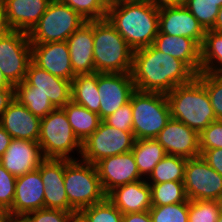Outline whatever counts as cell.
Segmentation results:
<instances>
[{"instance_id": "1", "label": "cell", "mask_w": 222, "mask_h": 222, "mask_svg": "<svg viewBox=\"0 0 222 222\" xmlns=\"http://www.w3.org/2000/svg\"><path fill=\"white\" fill-rule=\"evenodd\" d=\"M130 74L135 90L163 94L196 77L183 61L159 51L153 45L134 51Z\"/></svg>"}, {"instance_id": "2", "label": "cell", "mask_w": 222, "mask_h": 222, "mask_svg": "<svg viewBox=\"0 0 222 222\" xmlns=\"http://www.w3.org/2000/svg\"><path fill=\"white\" fill-rule=\"evenodd\" d=\"M106 19L134 51L152 45L159 32V9L150 1H118Z\"/></svg>"}, {"instance_id": "3", "label": "cell", "mask_w": 222, "mask_h": 222, "mask_svg": "<svg viewBox=\"0 0 222 222\" xmlns=\"http://www.w3.org/2000/svg\"><path fill=\"white\" fill-rule=\"evenodd\" d=\"M166 96L171 118L183 122L198 133L217 120L208 92L196 77L187 84L176 86Z\"/></svg>"}, {"instance_id": "4", "label": "cell", "mask_w": 222, "mask_h": 222, "mask_svg": "<svg viewBox=\"0 0 222 222\" xmlns=\"http://www.w3.org/2000/svg\"><path fill=\"white\" fill-rule=\"evenodd\" d=\"M93 39L95 72H131L134 50L106 18L93 21Z\"/></svg>"}, {"instance_id": "5", "label": "cell", "mask_w": 222, "mask_h": 222, "mask_svg": "<svg viewBox=\"0 0 222 222\" xmlns=\"http://www.w3.org/2000/svg\"><path fill=\"white\" fill-rule=\"evenodd\" d=\"M64 187L70 204V212L76 214L82 209L100 203L107 198L96 166L83 161L81 158L66 159Z\"/></svg>"}, {"instance_id": "6", "label": "cell", "mask_w": 222, "mask_h": 222, "mask_svg": "<svg viewBox=\"0 0 222 222\" xmlns=\"http://www.w3.org/2000/svg\"><path fill=\"white\" fill-rule=\"evenodd\" d=\"M38 143L45 159L81 158L82 143L74 134L63 108H55L41 119Z\"/></svg>"}, {"instance_id": "7", "label": "cell", "mask_w": 222, "mask_h": 222, "mask_svg": "<svg viewBox=\"0 0 222 222\" xmlns=\"http://www.w3.org/2000/svg\"><path fill=\"white\" fill-rule=\"evenodd\" d=\"M132 129L136 140L155 138L171 118L166 94L135 90L131 95Z\"/></svg>"}, {"instance_id": "8", "label": "cell", "mask_w": 222, "mask_h": 222, "mask_svg": "<svg viewBox=\"0 0 222 222\" xmlns=\"http://www.w3.org/2000/svg\"><path fill=\"white\" fill-rule=\"evenodd\" d=\"M85 22L70 6L52 0L28 37L31 44L66 41Z\"/></svg>"}, {"instance_id": "9", "label": "cell", "mask_w": 222, "mask_h": 222, "mask_svg": "<svg viewBox=\"0 0 222 222\" xmlns=\"http://www.w3.org/2000/svg\"><path fill=\"white\" fill-rule=\"evenodd\" d=\"M133 131H122L100 122L82 143L81 159L96 164L103 158L130 152L135 143Z\"/></svg>"}, {"instance_id": "10", "label": "cell", "mask_w": 222, "mask_h": 222, "mask_svg": "<svg viewBox=\"0 0 222 222\" xmlns=\"http://www.w3.org/2000/svg\"><path fill=\"white\" fill-rule=\"evenodd\" d=\"M31 61V43L27 32L9 30L0 37V70L13 86L25 80Z\"/></svg>"}, {"instance_id": "11", "label": "cell", "mask_w": 222, "mask_h": 222, "mask_svg": "<svg viewBox=\"0 0 222 222\" xmlns=\"http://www.w3.org/2000/svg\"><path fill=\"white\" fill-rule=\"evenodd\" d=\"M183 184L188 200H214L222 196V176L202 156L186 161Z\"/></svg>"}, {"instance_id": "12", "label": "cell", "mask_w": 222, "mask_h": 222, "mask_svg": "<svg viewBox=\"0 0 222 222\" xmlns=\"http://www.w3.org/2000/svg\"><path fill=\"white\" fill-rule=\"evenodd\" d=\"M99 116L103 120L130 101L135 85L130 73H98Z\"/></svg>"}, {"instance_id": "13", "label": "cell", "mask_w": 222, "mask_h": 222, "mask_svg": "<svg viewBox=\"0 0 222 222\" xmlns=\"http://www.w3.org/2000/svg\"><path fill=\"white\" fill-rule=\"evenodd\" d=\"M155 139L167 155L187 159L201 156L199 133L174 118L168 120Z\"/></svg>"}, {"instance_id": "14", "label": "cell", "mask_w": 222, "mask_h": 222, "mask_svg": "<svg viewBox=\"0 0 222 222\" xmlns=\"http://www.w3.org/2000/svg\"><path fill=\"white\" fill-rule=\"evenodd\" d=\"M95 166L106 194L118 186L143 179L132 151L103 158Z\"/></svg>"}, {"instance_id": "15", "label": "cell", "mask_w": 222, "mask_h": 222, "mask_svg": "<svg viewBox=\"0 0 222 222\" xmlns=\"http://www.w3.org/2000/svg\"><path fill=\"white\" fill-rule=\"evenodd\" d=\"M43 208L44 184L39 166L36 170L17 177L10 213L12 218H23L26 214Z\"/></svg>"}, {"instance_id": "16", "label": "cell", "mask_w": 222, "mask_h": 222, "mask_svg": "<svg viewBox=\"0 0 222 222\" xmlns=\"http://www.w3.org/2000/svg\"><path fill=\"white\" fill-rule=\"evenodd\" d=\"M32 62L52 75L72 81L70 52L66 41L31 44Z\"/></svg>"}, {"instance_id": "17", "label": "cell", "mask_w": 222, "mask_h": 222, "mask_svg": "<svg viewBox=\"0 0 222 222\" xmlns=\"http://www.w3.org/2000/svg\"><path fill=\"white\" fill-rule=\"evenodd\" d=\"M45 159L38 142L12 139L0 164L13 176L19 177L36 170Z\"/></svg>"}, {"instance_id": "18", "label": "cell", "mask_w": 222, "mask_h": 222, "mask_svg": "<svg viewBox=\"0 0 222 222\" xmlns=\"http://www.w3.org/2000/svg\"><path fill=\"white\" fill-rule=\"evenodd\" d=\"M171 36H184L202 46L206 30L185 7H165L159 9V32Z\"/></svg>"}, {"instance_id": "19", "label": "cell", "mask_w": 222, "mask_h": 222, "mask_svg": "<svg viewBox=\"0 0 222 222\" xmlns=\"http://www.w3.org/2000/svg\"><path fill=\"white\" fill-rule=\"evenodd\" d=\"M66 159H44L40 174L44 184V208L70 212V204L64 187Z\"/></svg>"}, {"instance_id": "20", "label": "cell", "mask_w": 222, "mask_h": 222, "mask_svg": "<svg viewBox=\"0 0 222 222\" xmlns=\"http://www.w3.org/2000/svg\"><path fill=\"white\" fill-rule=\"evenodd\" d=\"M24 82L32 86V92H41L49 97L55 108H63L71 100V81L52 75L32 61L28 65Z\"/></svg>"}, {"instance_id": "21", "label": "cell", "mask_w": 222, "mask_h": 222, "mask_svg": "<svg viewBox=\"0 0 222 222\" xmlns=\"http://www.w3.org/2000/svg\"><path fill=\"white\" fill-rule=\"evenodd\" d=\"M41 119L14 99L0 118V125L13 139L38 142Z\"/></svg>"}, {"instance_id": "22", "label": "cell", "mask_w": 222, "mask_h": 222, "mask_svg": "<svg viewBox=\"0 0 222 222\" xmlns=\"http://www.w3.org/2000/svg\"><path fill=\"white\" fill-rule=\"evenodd\" d=\"M75 75L95 73L93 21H86L67 40Z\"/></svg>"}, {"instance_id": "23", "label": "cell", "mask_w": 222, "mask_h": 222, "mask_svg": "<svg viewBox=\"0 0 222 222\" xmlns=\"http://www.w3.org/2000/svg\"><path fill=\"white\" fill-rule=\"evenodd\" d=\"M52 0H2L6 22L11 30L29 32Z\"/></svg>"}, {"instance_id": "24", "label": "cell", "mask_w": 222, "mask_h": 222, "mask_svg": "<svg viewBox=\"0 0 222 222\" xmlns=\"http://www.w3.org/2000/svg\"><path fill=\"white\" fill-rule=\"evenodd\" d=\"M107 198L122 214L148 211L151 207V188L146 179L114 188Z\"/></svg>"}, {"instance_id": "25", "label": "cell", "mask_w": 222, "mask_h": 222, "mask_svg": "<svg viewBox=\"0 0 222 222\" xmlns=\"http://www.w3.org/2000/svg\"><path fill=\"white\" fill-rule=\"evenodd\" d=\"M152 45L159 51L183 61L196 75L201 72V46L195 40L158 33Z\"/></svg>"}, {"instance_id": "26", "label": "cell", "mask_w": 222, "mask_h": 222, "mask_svg": "<svg viewBox=\"0 0 222 222\" xmlns=\"http://www.w3.org/2000/svg\"><path fill=\"white\" fill-rule=\"evenodd\" d=\"M98 73L76 75L71 81V100L99 115Z\"/></svg>"}, {"instance_id": "27", "label": "cell", "mask_w": 222, "mask_h": 222, "mask_svg": "<svg viewBox=\"0 0 222 222\" xmlns=\"http://www.w3.org/2000/svg\"><path fill=\"white\" fill-rule=\"evenodd\" d=\"M72 130L81 143L85 141L99 126L100 116L72 100L63 107Z\"/></svg>"}, {"instance_id": "28", "label": "cell", "mask_w": 222, "mask_h": 222, "mask_svg": "<svg viewBox=\"0 0 222 222\" xmlns=\"http://www.w3.org/2000/svg\"><path fill=\"white\" fill-rule=\"evenodd\" d=\"M131 151L143 179L148 178L157 163L166 155L163 146L155 138L135 140Z\"/></svg>"}, {"instance_id": "29", "label": "cell", "mask_w": 222, "mask_h": 222, "mask_svg": "<svg viewBox=\"0 0 222 222\" xmlns=\"http://www.w3.org/2000/svg\"><path fill=\"white\" fill-rule=\"evenodd\" d=\"M201 72L222 73V33L206 30L201 46Z\"/></svg>"}, {"instance_id": "30", "label": "cell", "mask_w": 222, "mask_h": 222, "mask_svg": "<svg viewBox=\"0 0 222 222\" xmlns=\"http://www.w3.org/2000/svg\"><path fill=\"white\" fill-rule=\"evenodd\" d=\"M187 158L165 155L146 179L148 184H159L167 181H183Z\"/></svg>"}, {"instance_id": "31", "label": "cell", "mask_w": 222, "mask_h": 222, "mask_svg": "<svg viewBox=\"0 0 222 222\" xmlns=\"http://www.w3.org/2000/svg\"><path fill=\"white\" fill-rule=\"evenodd\" d=\"M15 99L40 119L48 115L55 107L41 92H32V86L27 85L24 81L15 85Z\"/></svg>"}, {"instance_id": "32", "label": "cell", "mask_w": 222, "mask_h": 222, "mask_svg": "<svg viewBox=\"0 0 222 222\" xmlns=\"http://www.w3.org/2000/svg\"><path fill=\"white\" fill-rule=\"evenodd\" d=\"M149 185L152 206H165L188 201L183 181H167Z\"/></svg>"}, {"instance_id": "33", "label": "cell", "mask_w": 222, "mask_h": 222, "mask_svg": "<svg viewBox=\"0 0 222 222\" xmlns=\"http://www.w3.org/2000/svg\"><path fill=\"white\" fill-rule=\"evenodd\" d=\"M86 222H122V212L108 199L78 213Z\"/></svg>"}, {"instance_id": "34", "label": "cell", "mask_w": 222, "mask_h": 222, "mask_svg": "<svg viewBox=\"0 0 222 222\" xmlns=\"http://www.w3.org/2000/svg\"><path fill=\"white\" fill-rule=\"evenodd\" d=\"M205 30L214 26L220 7L216 0H186L184 5Z\"/></svg>"}, {"instance_id": "35", "label": "cell", "mask_w": 222, "mask_h": 222, "mask_svg": "<svg viewBox=\"0 0 222 222\" xmlns=\"http://www.w3.org/2000/svg\"><path fill=\"white\" fill-rule=\"evenodd\" d=\"M196 78L206 88L217 120H222V73L200 72Z\"/></svg>"}, {"instance_id": "36", "label": "cell", "mask_w": 222, "mask_h": 222, "mask_svg": "<svg viewBox=\"0 0 222 222\" xmlns=\"http://www.w3.org/2000/svg\"><path fill=\"white\" fill-rule=\"evenodd\" d=\"M152 222H188L189 200L149 209Z\"/></svg>"}, {"instance_id": "37", "label": "cell", "mask_w": 222, "mask_h": 222, "mask_svg": "<svg viewBox=\"0 0 222 222\" xmlns=\"http://www.w3.org/2000/svg\"><path fill=\"white\" fill-rule=\"evenodd\" d=\"M220 214L218 201L189 200L188 222H217Z\"/></svg>"}, {"instance_id": "38", "label": "cell", "mask_w": 222, "mask_h": 222, "mask_svg": "<svg viewBox=\"0 0 222 222\" xmlns=\"http://www.w3.org/2000/svg\"><path fill=\"white\" fill-rule=\"evenodd\" d=\"M78 12L86 21L105 19L108 6L103 0H58Z\"/></svg>"}, {"instance_id": "39", "label": "cell", "mask_w": 222, "mask_h": 222, "mask_svg": "<svg viewBox=\"0 0 222 222\" xmlns=\"http://www.w3.org/2000/svg\"><path fill=\"white\" fill-rule=\"evenodd\" d=\"M76 213L60 209H39L26 214L25 222H70Z\"/></svg>"}, {"instance_id": "40", "label": "cell", "mask_w": 222, "mask_h": 222, "mask_svg": "<svg viewBox=\"0 0 222 222\" xmlns=\"http://www.w3.org/2000/svg\"><path fill=\"white\" fill-rule=\"evenodd\" d=\"M107 125L122 131H133L132 104L130 101L102 120Z\"/></svg>"}, {"instance_id": "41", "label": "cell", "mask_w": 222, "mask_h": 222, "mask_svg": "<svg viewBox=\"0 0 222 222\" xmlns=\"http://www.w3.org/2000/svg\"><path fill=\"white\" fill-rule=\"evenodd\" d=\"M200 149L222 148V120L211 122L199 133Z\"/></svg>"}, {"instance_id": "42", "label": "cell", "mask_w": 222, "mask_h": 222, "mask_svg": "<svg viewBox=\"0 0 222 222\" xmlns=\"http://www.w3.org/2000/svg\"><path fill=\"white\" fill-rule=\"evenodd\" d=\"M16 179L17 177L9 173L0 164V205L9 210L12 208L13 204Z\"/></svg>"}, {"instance_id": "43", "label": "cell", "mask_w": 222, "mask_h": 222, "mask_svg": "<svg viewBox=\"0 0 222 222\" xmlns=\"http://www.w3.org/2000/svg\"><path fill=\"white\" fill-rule=\"evenodd\" d=\"M200 151L208 165L222 176V148L200 149Z\"/></svg>"}, {"instance_id": "44", "label": "cell", "mask_w": 222, "mask_h": 222, "mask_svg": "<svg viewBox=\"0 0 222 222\" xmlns=\"http://www.w3.org/2000/svg\"><path fill=\"white\" fill-rule=\"evenodd\" d=\"M15 99V88H0V118Z\"/></svg>"}, {"instance_id": "45", "label": "cell", "mask_w": 222, "mask_h": 222, "mask_svg": "<svg viewBox=\"0 0 222 222\" xmlns=\"http://www.w3.org/2000/svg\"><path fill=\"white\" fill-rule=\"evenodd\" d=\"M122 222H152L148 211L123 214Z\"/></svg>"}, {"instance_id": "46", "label": "cell", "mask_w": 222, "mask_h": 222, "mask_svg": "<svg viewBox=\"0 0 222 222\" xmlns=\"http://www.w3.org/2000/svg\"><path fill=\"white\" fill-rule=\"evenodd\" d=\"M155 7L162 9L165 7H181L186 0H149Z\"/></svg>"}, {"instance_id": "47", "label": "cell", "mask_w": 222, "mask_h": 222, "mask_svg": "<svg viewBox=\"0 0 222 222\" xmlns=\"http://www.w3.org/2000/svg\"><path fill=\"white\" fill-rule=\"evenodd\" d=\"M12 139L10 134L0 125V158L5 153Z\"/></svg>"}, {"instance_id": "48", "label": "cell", "mask_w": 222, "mask_h": 222, "mask_svg": "<svg viewBox=\"0 0 222 222\" xmlns=\"http://www.w3.org/2000/svg\"><path fill=\"white\" fill-rule=\"evenodd\" d=\"M9 30L11 29L7 25L4 9L0 1V37L6 34Z\"/></svg>"}, {"instance_id": "49", "label": "cell", "mask_w": 222, "mask_h": 222, "mask_svg": "<svg viewBox=\"0 0 222 222\" xmlns=\"http://www.w3.org/2000/svg\"><path fill=\"white\" fill-rule=\"evenodd\" d=\"M11 219L10 210L0 205V222H9Z\"/></svg>"}, {"instance_id": "50", "label": "cell", "mask_w": 222, "mask_h": 222, "mask_svg": "<svg viewBox=\"0 0 222 222\" xmlns=\"http://www.w3.org/2000/svg\"><path fill=\"white\" fill-rule=\"evenodd\" d=\"M212 31L222 33V7L219 9Z\"/></svg>"}, {"instance_id": "51", "label": "cell", "mask_w": 222, "mask_h": 222, "mask_svg": "<svg viewBox=\"0 0 222 222\" xmlns=\"http://www.w3.org/2000/svg\"><path fill=\"white\" fill-rule=\"evenodd\" d=\"M0 88H14V86L5 78L1 70H0Z\"/></svg>"}, {"instance_id": "52", "label": "cell", "mask_w": 222, "mask_h": 222, "mask_svg": "<svg viewBox=\"0 0 222 222\" xmlns=\"http://www.w3.org/2000/svg\"><path fill=\"white\" fill-rule=\"evenodd\" d=\"M70 222H86L79 214H75Z\"/></svg>"}, {"instance_id": "53", "label": "cell", "mask_w": 222, "mask_h": 222, "mask_svg": "<svg viewBox=\"0 0 222 222\" xmlns=\"http://www.w3.org/2000/svg\"><path fill=\"white\" fill-rule=\"evenodd\" d=\"M103 2H104L107 6H109V5H111V4H114V3L118 2V0H103Z\"/></svg>"}, {"instance_id": "54", "label": "cell", "mask_w": 222, "mask_h": 222, "mask_svg": "<svg viewBox=\"0 0 222 222\" xmlns=\"http://www.w3.org/2000/svg\"><path fill=\"white\" fill-rule=\"evenodd\" d=\"M9 222H25L23 218H12Z\"/></svg>"}, {"instance_id": "55", "label": "cell", "mask_w": 222, "mask_h": 222, "mask_svg": "<svg viewBox=\"0 0 222 222\" xmlns=\"http://www.w3.org/2000/svg\"><path fill=\"white\" fill-rule=\"evenodd\" d=\"M118 1L137 2V1H149V0H118Z\"/></svg>"}, {"instance_id": "56", "label": "cell", "mask_w": 222, "mask_h": 222, "mask_svg": "<svg viewBox=\"0 0 222 222\" xmlns=\"http://www.w3.org/2000/svg\"><path fill=\"white\" fill-rule=\"evenodd\" d=\"M218 202H219V206H220V211H221V213H222V196H221V198L218 200Z\"/></svg>"}, {"instance_id": "57", "label": "cell", "mask_w": 222, "mask_h": 222, "mask_svg": "<svg viewBox=\"0 0 222 222\" xmlns=\"http://www.w3.org/2000/svg\"><path fill=\"white\" fill-rule=\"evenodd\" d=\"M216 2H217V6L221 8L222 7V0H216Z\"/></svg>"}, {"instance_id": "58", "label": "cell", "mask_w": 222, "mask_h": 222, "mask_svg": "<svg viewBox=\"0 0 222 222\" xmlns=\"http://www.w3.org/2000/svg\"><path fill=\"white\" fill-rule=\"evenodd\" d=\"M217 222H222V213L219 215Z\"/></svg>"}]
</instances>
